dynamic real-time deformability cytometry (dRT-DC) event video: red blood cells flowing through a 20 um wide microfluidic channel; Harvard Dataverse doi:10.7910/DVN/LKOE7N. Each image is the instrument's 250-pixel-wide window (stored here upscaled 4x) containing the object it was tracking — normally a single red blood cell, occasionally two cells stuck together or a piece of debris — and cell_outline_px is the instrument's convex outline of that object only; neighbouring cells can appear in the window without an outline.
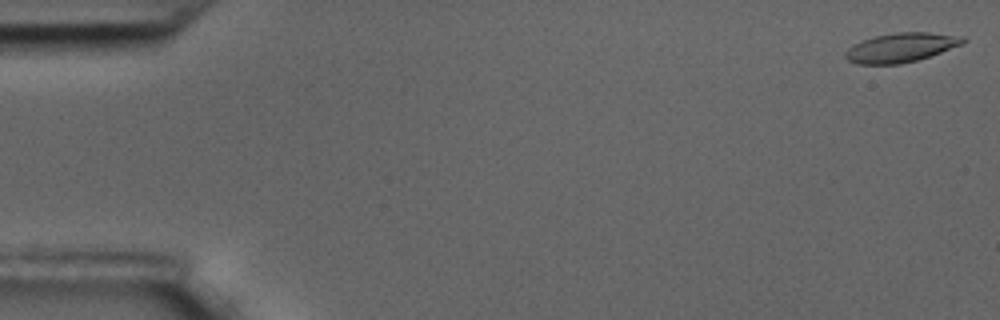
{"species": "common noctule bat (a hibernating species)", "species_latin": "Nyctalus noctula", "temperature_condition": "room temperature", "stored_images_in_passage": 10, "camera_frame_rate_fps": 3000, "um_per_image_px": 0.085, "animal": {"sex": "male", "body_mass_g": 17.5, "forearm_length_mm": 52.3}, "frame": {"image": 1, "passage_image": 1, "time_ms": 0.0, "image_size_px": [1000, 320], "cell_outline_px": [[968, 40], [964, 44], [916, 60], [900, 64], [856, 64], [848, 60], [844, 56], [844, 52], [852, 44], [876, 36], [896, 32], [928, 32], [964, 36]], "centroid_in_image_um": [76.59, 4.03], "position_along_channel_um": 8.4, "area_um2": 20.06}}